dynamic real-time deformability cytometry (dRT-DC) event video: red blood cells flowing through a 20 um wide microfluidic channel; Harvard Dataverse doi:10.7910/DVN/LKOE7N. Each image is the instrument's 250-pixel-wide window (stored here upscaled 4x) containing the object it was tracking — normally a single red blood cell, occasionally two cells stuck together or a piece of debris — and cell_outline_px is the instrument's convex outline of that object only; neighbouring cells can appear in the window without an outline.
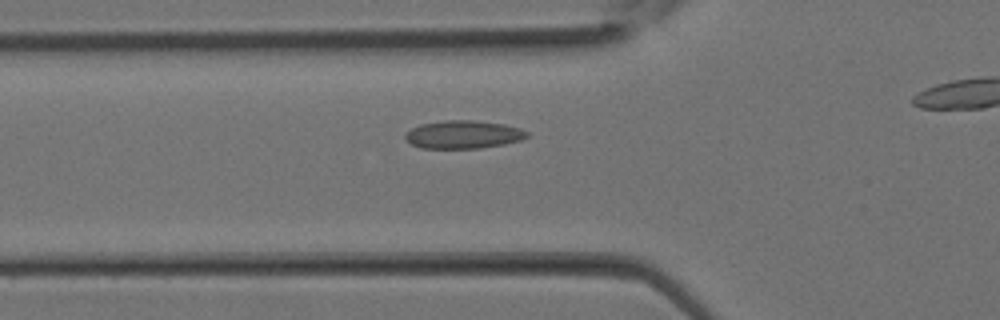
{"species": "Egyptian fruit bat (a non-hibernating species)", "species_latin": "Rousettus aegyptiacus", "temperature_condition": "room temperature", "stored_images_in_passage": 23, "camera_frame_rate_fps": 3000, "um_per_image_px": 0.085, "animal": {"sex": "female"}, "frame": {"image": 1, "passage_image": 8, "time_ms": 2.333, "image_size_px": [1000, 320], "cell_outline_px": [[528, 136], [520, 140], [504, 144], [480, 148], [420, 148], [412, 144], [404, 136], [412, 128], [420, 124], [444, 120], [472, 120], [504, 124], [520, 128], [528, 132]], "centroid_in_image_um": [39.39, 11.43], "position_along_channel_um": 86.4, "area_um2": 19.77}}
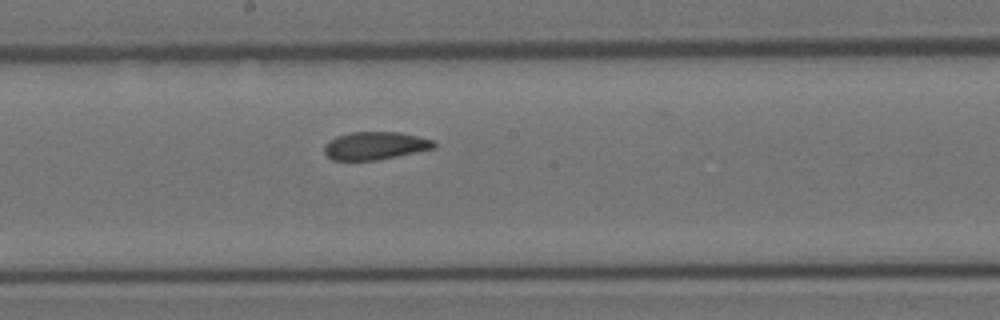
{"frame": {"image": 2, "passage_image": 14, "time_ms": 4.333, "image_size_px": [1000, 320], "cell_outline_px": [[436, 148], [376, 160], [332, 160], [324, 152], [324, 144], [336, 136], [352, 132], [400, 132], [436, 140]], "centroid_in_image_um": [31.91, 12.38], "position_along_channel_um": 216.3, "area_um2": 17.86}}
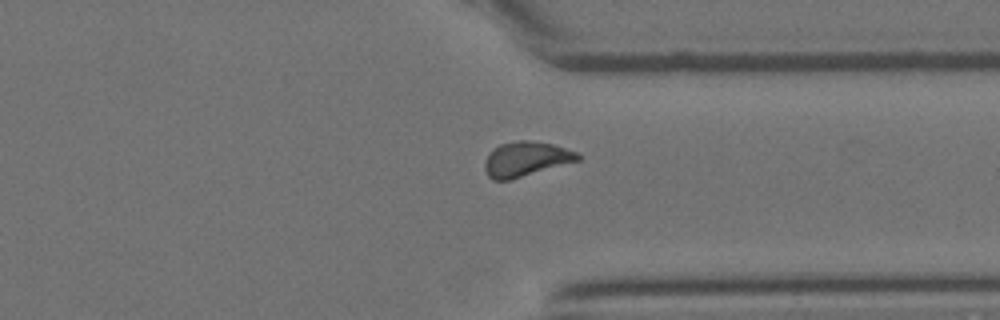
{"frame": {"image": 3, "passage_image": 21, "time_ms": 6.667, "image_size_px": [1000, 320], "cell_outline_px": [[580, 160], [512, 180], [492, 180], [488, 176], [484, 168], [484, 164], [492, 148], [500, 144], [520, 140], [528, 140], [552, 144], [580, 152]], "centroid_in_image_um": [44.71, 13.53], "position_along_channel_um": 366.7, "area_um2": 19.02}}